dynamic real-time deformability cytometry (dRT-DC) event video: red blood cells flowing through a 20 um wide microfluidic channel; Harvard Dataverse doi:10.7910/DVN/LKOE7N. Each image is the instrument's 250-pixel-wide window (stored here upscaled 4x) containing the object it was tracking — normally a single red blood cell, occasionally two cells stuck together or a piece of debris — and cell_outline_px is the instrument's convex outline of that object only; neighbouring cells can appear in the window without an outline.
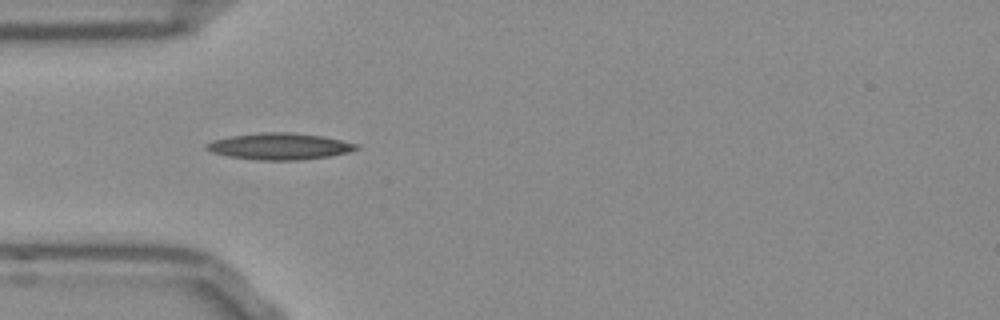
{"species": "Egyptian fruit bat (a non-hibernating species)", "species_latin": "Rousettus aegyptiacus", "temperature_condition": "room temperature", "stored_images_in_passage": 36, "camera_frame_rate_fps": 3000, "um_per_image_px": 0.085, "frame": {"image": 1, "passage_image": 1, "time_ms": 0.0, "image_size_px": [1000, 320], "cell_outline_px": [[360, 148], [348, 152], [328, 156], [296, 160], [260, 160], [228, 156], [212, 152], [208, 148], [208, 144], [212, 140], [232, 136], [260, 132], [288, 132], [324, 136], [356, 144]], "centroid_in_image_um": [23.78, 12.43], "position_along_channel_um": 61.2, "area_um2": 22.77}}
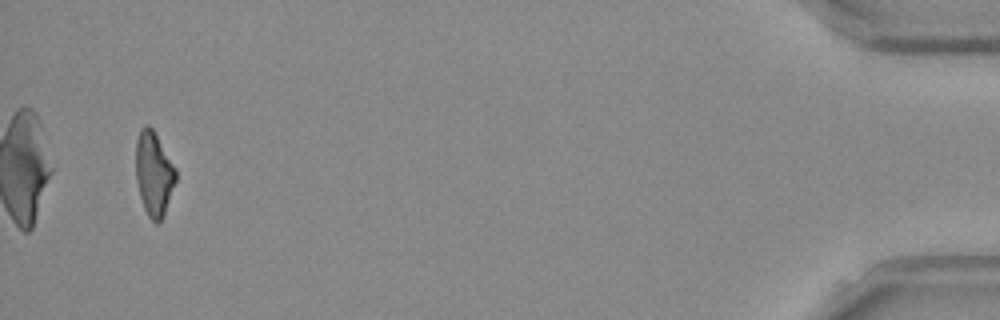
{"frame": {"image": 2, "passage_image": 36, "time_ms": 11.667, "image_size_px": [1000, 320], "cell_outline_px": [[176, 180], [164, 216], [156, 224], [148, 216], [144, 208], [140, 196], [136, 180], [136, 140], [140, 128], [144, 124], [148, 124], [152, 128], [176, 168]], "centroid_in_image_um": [13.07, 14.75], "position_along_channel_um": 422.1, "area_um2": 19.59}, "authors_computed_cell_mechanics": {"area_um2": 20.4901, "velocity_mm_per_s": 3.8425, "shape_relaxation_time_tau1_ms": 6.311, "shape_relaxation_time_tau2_ms": 2.2595, "deformation_change_tau1": 0.2188, "deformation_change_tau2": 0.1105}}